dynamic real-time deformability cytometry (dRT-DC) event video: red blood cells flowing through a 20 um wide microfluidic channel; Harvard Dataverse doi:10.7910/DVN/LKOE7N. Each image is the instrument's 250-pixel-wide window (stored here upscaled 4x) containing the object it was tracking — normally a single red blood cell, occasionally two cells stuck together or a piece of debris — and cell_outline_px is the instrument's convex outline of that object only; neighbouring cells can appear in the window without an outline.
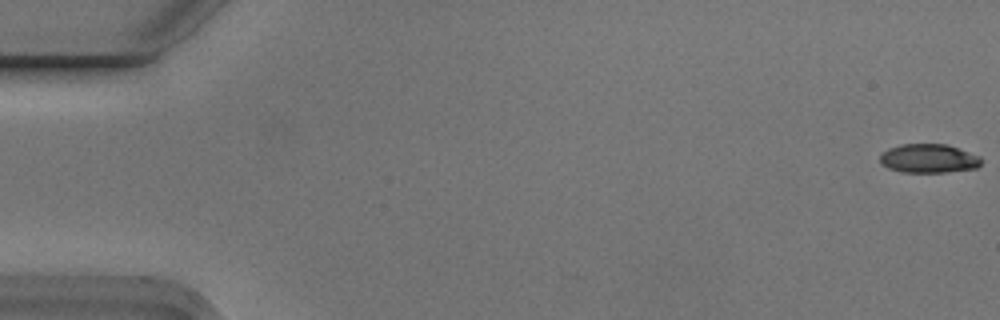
{"species": "Egyptian fruit bat (a non-hibernating species)", "species_latin": "Rousettus aegyptiacus", "temperature_condition": "cold", "stored_images_in_passage": 5, "camera_frame_rate_fps": 3000, "um_per_image_px": 0.085, "animal": {"sex": "male"}, "frame": {"image": 1, "passage_image": 1, "time_ms": 0.0, "image_size_px": [1000, 320], "cell_outline_px": [[980, 164], [976, 168], [948, 172], [904, 172], [888, 168], [880, 164], [880, 152], [888, 148], [900, 144], [948, 144], [980, 156]], "centroid_in_image_um": [78.9, 13.46], "position_along_channel_um": 6.1, "area_um2": 17.17}}
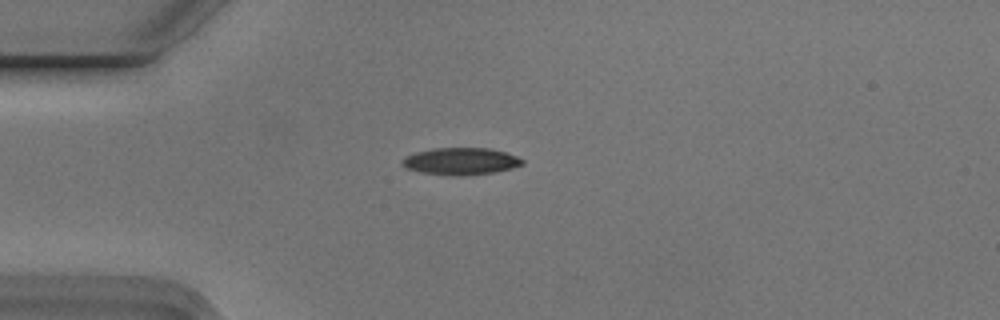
{"frame": {"image": 2, "passage_image": 5, "time_ms": 1.333, "image_size_px": [1000, 320], "cell_outline_px": [[524, 164], [512, 168], [496, 172], [460, 176], [448, 176], [420, 172], [408, 168], [400, 164], [400, 160], [404, 156], [416, 152], [432, 148], [492, 148], [516, 156], [524, 160]], "centroid_in_image_um": [39.14, 13.71], "position_along_channel_um": 45.9, "area_um2": 19.19}}